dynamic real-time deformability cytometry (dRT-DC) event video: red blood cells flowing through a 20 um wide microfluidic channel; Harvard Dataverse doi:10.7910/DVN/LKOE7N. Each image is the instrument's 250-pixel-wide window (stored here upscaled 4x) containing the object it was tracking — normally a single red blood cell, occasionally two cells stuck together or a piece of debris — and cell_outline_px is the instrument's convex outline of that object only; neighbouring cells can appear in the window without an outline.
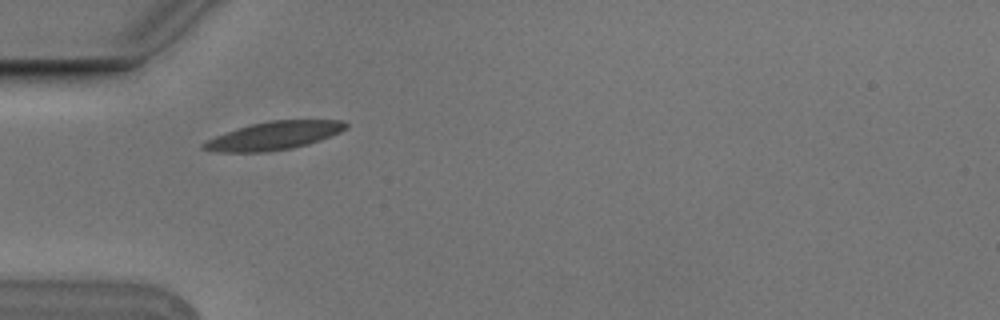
{"species": "Egyptian fruit bat (a non-hibernating species)", "species_latin": "Rousettus aegyptiacus", "temperature_condition": "cold", "stored_images_in_passage": 3, "camera_frame_rate_fps": 3000, "um_per_image_px": 0.085, "animal": {"sex": "male"}, "frame": {"image": 1, "passage_image": 1, "time_ms": 0.0, "image_size_px": [1000, 320], "cell_outline_px": [[348, 128], [340, 132], [320, 140], [308, 144], [292, 148], [264, 152], [216, 152], [200, 148], [200, 144], [216, 136], [236, 128], [252, 124], [272, 120], [344, 120], [348, 124]], "centroid_in_image_um": [23.29, 11.53], "position_along_channel_um": 61.7, "area_um2": 23.35}}
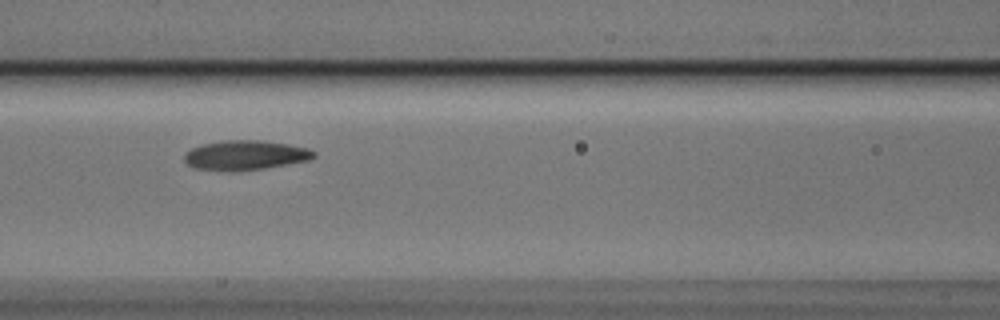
{"frame": {"image": 2, "passage_image": 3, "time_ms": 0.667, "image_size_px": [1000, 320], "cell_outline_px": [[316, 156], [312, 160], [264, 168], [236, 172], [232, 172], [192, 168], [184, 160], [184, 152], [200, 144], [224, 140], [264, 140], [288, 144], [308, 148], [316, 152]], "centroid_in_image_um": [20.84, 13.2], "position_along_channel_um": 145.8, "area_um2": 22.83}}